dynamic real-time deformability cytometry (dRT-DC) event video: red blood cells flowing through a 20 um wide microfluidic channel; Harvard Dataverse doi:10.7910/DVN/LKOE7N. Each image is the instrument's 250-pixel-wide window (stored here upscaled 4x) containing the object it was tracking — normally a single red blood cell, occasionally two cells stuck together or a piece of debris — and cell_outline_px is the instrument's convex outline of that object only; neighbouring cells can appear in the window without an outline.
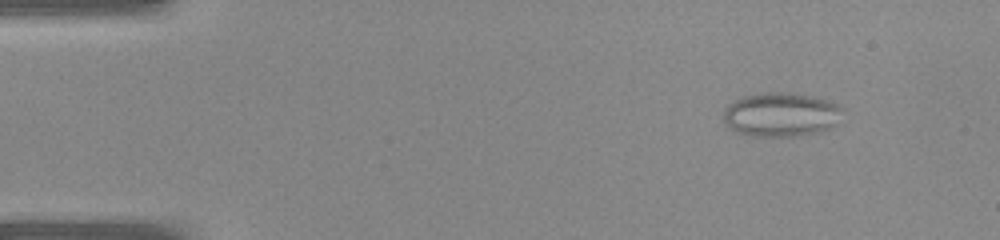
{"species": "common noctule bat (a hibernating species)", "species_latin": "Nyctalus noctula", "temperature_condition": "warm", "stored_images_in_passage": 40, "camera_frame_rate_fps": 3000, "um_per_image_px": 0.085, "animal": {"sex": "female", "body_mass_g": 22.0, "forearm_length_mm": 56.7}, "frame": {"image": 1, "passage_image": 4, "time_ms": 1.0, "image_size_px": [1000, 240], "cell_outline_px": [[840, 108], [836, 124], [832, 128], [820, 132], [792, 136], [752, 136], [736, 132], [724, 124], [724, 108], [728, 104], [744, 96], [760, 92], [792, 92], [816, 96], [828, 100], [836, 104]], "centroid_in_image_um": [66.35, 9.73], "position_along_channel_um": 18.7, "area_um2": 30.75}}
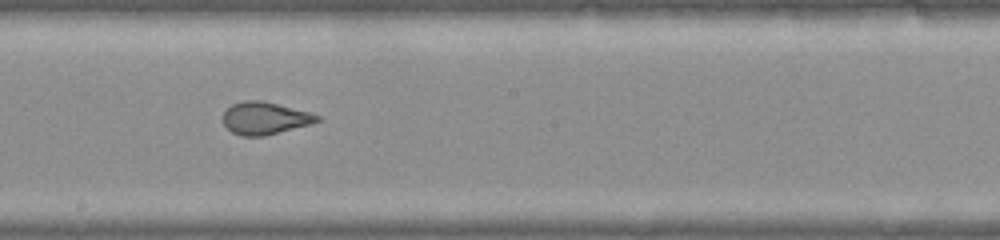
{"frame": {"image": 2, "passage_image": 22, "time_ms": 7.0, "image_size_px": [1000, 240], "cell_outline_px": [[320, 120], [308, 124], [264, 136], [240, 136], [232, 132], [224, 124], [224, 112], [232, 104], [244, 100], [260, 100], [312, 112], [320, 116]], "centroid_in_image_um": [22.51, 10.04], "position_along_channel_um": 225.7, "area_um2": 17.57}}
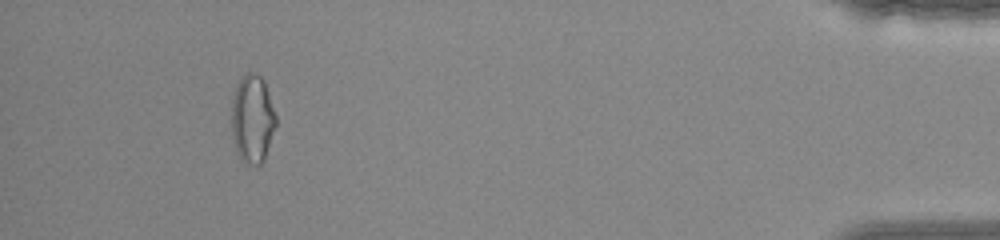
{"frame": {"image": 3, "passage_image": 37, "time_ms": 12.0, "image_size_px": [1000, 240], "cell_outline_px": [[276, 124], [264, 160], [260, 164], [252, 164], [244, 160], [240, 156], [236, 148], [232, 132], [232, 100], [236, 84], [240, 76], [248, 72], [252, 72], [260, 76], [264, 80], [276, 116]], "centroid_in_image_um": [21.45, 10.04], "position_along_channel_um": 413.7, "area_um2": 22.48}}